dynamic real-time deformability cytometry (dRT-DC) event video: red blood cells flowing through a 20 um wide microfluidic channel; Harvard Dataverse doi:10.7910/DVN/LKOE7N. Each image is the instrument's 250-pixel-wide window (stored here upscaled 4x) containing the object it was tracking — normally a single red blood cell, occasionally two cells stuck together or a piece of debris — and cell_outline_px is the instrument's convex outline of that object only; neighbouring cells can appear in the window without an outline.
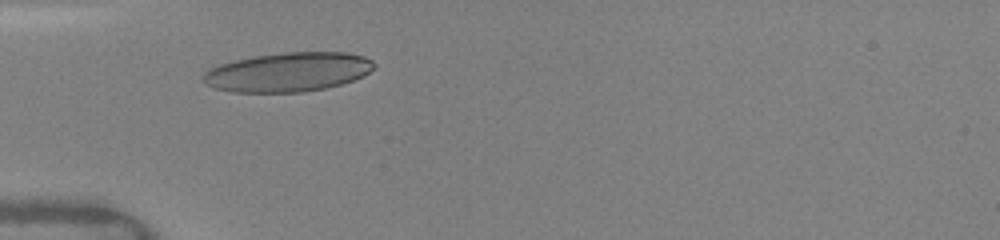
{"species": "human", "species_latin": "Homo sapiens", "temperature_condition": "warm", "stored_images_in_passage": 12, "camera_frame_rate_fps": 3000, "um_per_image_px": 0.085, "donor": {"sex": "female"}, "frame": {"image": 1, "passage_image": 2, "time_ms": 0.333, "image_size_px": [1000, 240], "cell_outline_px": [[376, 68], [364, 76], [340, 84], [324, 88], [300, 92], [232, 92], [212, 88], [204, 84], [200, 76], [204, 72], [220, 64], [236, 60], [256, 56], [284, 52], [348, 52], [364, 56], [372, 60], [376, 64]], "centroid_in_image_um": [24.48, 6.12], "position_along_channel_um": 60.5, "area_um2": 39.25}}
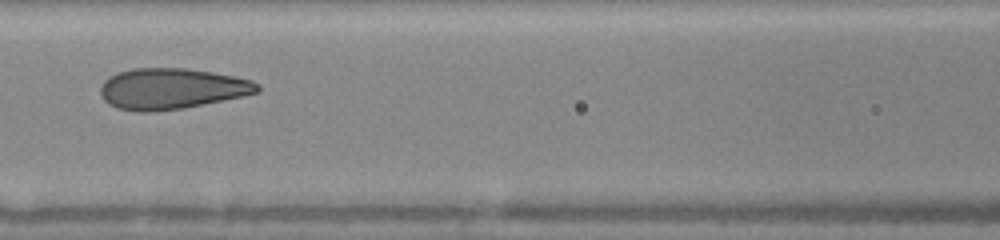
{"frame": {"image": 2, "passage_image": 8, "time_ms": 2.667, "image_size_px": [1000, 240], "cell_outline_px": [[260, 88], [256, 92], [244, 96], [184, 108], [152, 112], [136, 112], [116, 108], [108, 104], [104, 100], [100, 92], [100, 88], [104, 80], [120, 72], [132, 68], [184, 68], [212, 72], [252, 80], [260, 84]], "centroid_in_image_um": [14.57, 7.55], "position_along_channel_um": 152.0, "area_um2": 37.4}}
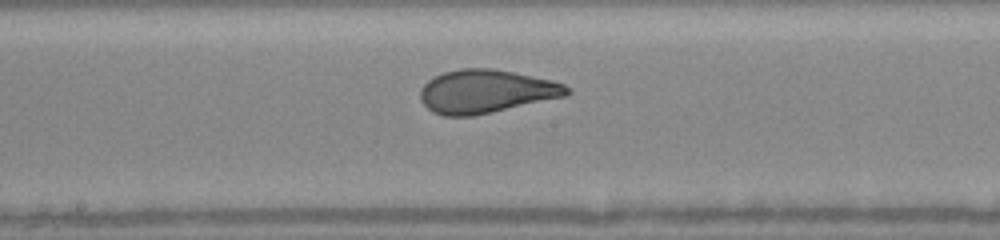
{"frame": {"image": 3, "passage_image": 11, "time_ms": 4.0, "image_size_px": [1000, 240], "cell_outline_px": [[572, 92], [568, 96], [492, 112], [472, 116], [444, 116], [432, 112], [420, 100], [420, 88], [428, 80], [444, 72], [460, 68], [492, 68], [552, 80], [564, 84]], "centroid_in_image_um": [41.31, 7.77], "position_along_channel_um": 206.9, "area_um2": 37.11}}